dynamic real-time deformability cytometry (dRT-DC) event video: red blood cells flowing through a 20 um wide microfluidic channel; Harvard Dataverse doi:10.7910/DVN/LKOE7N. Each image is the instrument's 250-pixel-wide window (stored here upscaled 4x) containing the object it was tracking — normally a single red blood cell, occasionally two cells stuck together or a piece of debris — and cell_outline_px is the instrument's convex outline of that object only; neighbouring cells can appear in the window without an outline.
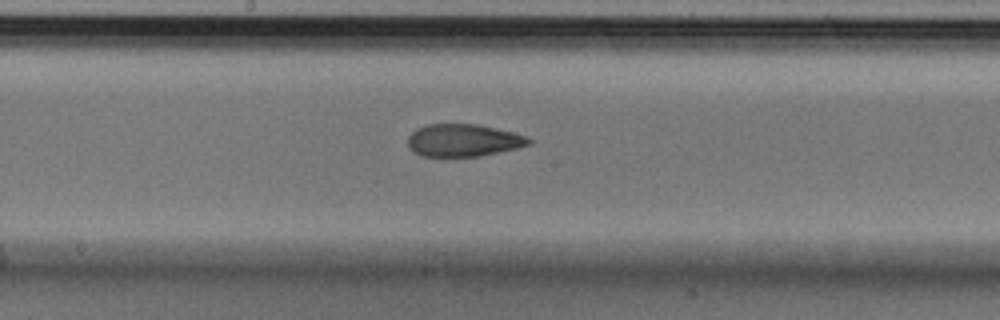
{"species": "Egyptian fruit bat (a non-hibernating species)", "species_latin": "Rousettus aegyptiacus", "temperature_condition": "cold", "stored_images_in_passage": 8, "camera_frame_rate_fps": 3000, "um_per_image_px": 0.085, "animal": {"sex": "male"}, "frame": {"image": 1, "passage_image": 8, "time_ms": 2.333, "image_size_px": [1000, 320], "cell_outline_px": [[532, 144], [516, 148], [480, 156], [420, 156], [412, 152], [408, 148], [408, 136], [416, 128], [428, 124], [476, 124], [512, 132], [528, 136], [532, 140]], "centroid_in_image_um": [39.36, 11.93], "position_along_channel_um": 208.8, "area_um2": 22.95}}